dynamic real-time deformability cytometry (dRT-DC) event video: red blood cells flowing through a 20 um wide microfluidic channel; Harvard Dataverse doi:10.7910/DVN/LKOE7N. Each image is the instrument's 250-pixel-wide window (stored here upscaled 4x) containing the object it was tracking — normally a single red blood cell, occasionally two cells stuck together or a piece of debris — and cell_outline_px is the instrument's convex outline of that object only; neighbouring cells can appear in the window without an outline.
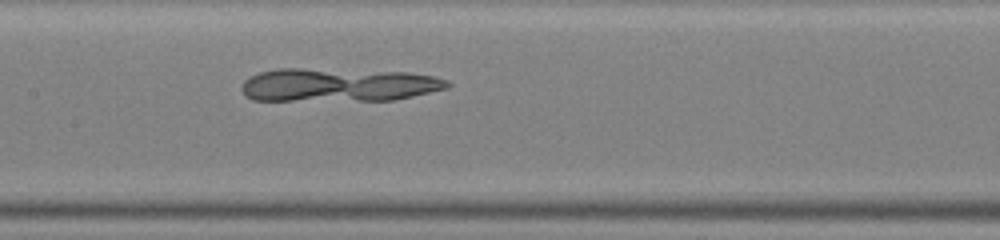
{"species": "common noctule bat (a hibernating species)", "species_latin": "Nyctalus noctula", "temperature_condition": "warm", "stored_images_in_passage": 40, "camera_frame_rate_fps": 3000, "um_per_image_px": 0.085, "animal": {"sex": "male", "body_mass_g": 19.0, "forearm_length_mm": 50.8}, "frame": {"image": 1, "passage_image": 16, "time_ms": 5.0, "image_size_px": [1000, 240], "cell_outline_px": [[452, 84], [448, 88], [412, 96], [392, 100], [252, 100], [240, 88], [244, 80], [260, 72], [280, 68], [300, 68], [408, 72], [432, 76], [448, 80]], "centroid_in_image_um": [28.77, 7.21], "position_along_channel_um": 178.6, "area_um2": 39.88}}
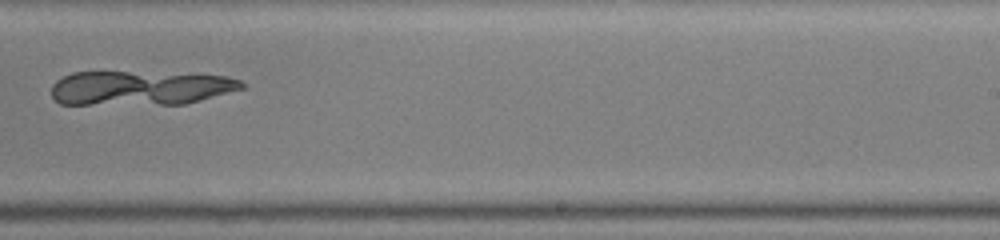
{"frame": {"image": 2, "passage_image": 23, "time_ms": 7.333, "image_size_px": [1000, 240], "cell_outline_px": [[248, 84], [244, 88], [200, 100], [184, 104], [60, 104], [52, 96], [52, 84], [56, 80], [72, 72], [128, 72], [224, 76], [240, 80]], "centroid_in_image_um": [11.89, 7.48], "position_along_channel_um": 277.1, "area_um2": 37.74}}
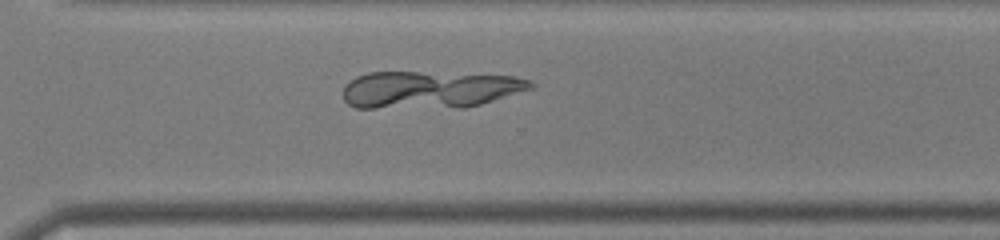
{"frame": {"image": 3, "passage_image": 27, "time_ms": 8.667, "image_size_px": [1000, 240], "cell_outline_px": [[536, 88], [480, 104], [464, 108], [356, 108], [348, 104], [344, 100], [344, 88], [356, 76], [368, 72], [420, 72], [512, 76], [528, 80], [536, 84]], "centroid_in_image_um": [36.54, 7.63], "position_along_channel_um": 334.1, "area_um2": 40.92}}